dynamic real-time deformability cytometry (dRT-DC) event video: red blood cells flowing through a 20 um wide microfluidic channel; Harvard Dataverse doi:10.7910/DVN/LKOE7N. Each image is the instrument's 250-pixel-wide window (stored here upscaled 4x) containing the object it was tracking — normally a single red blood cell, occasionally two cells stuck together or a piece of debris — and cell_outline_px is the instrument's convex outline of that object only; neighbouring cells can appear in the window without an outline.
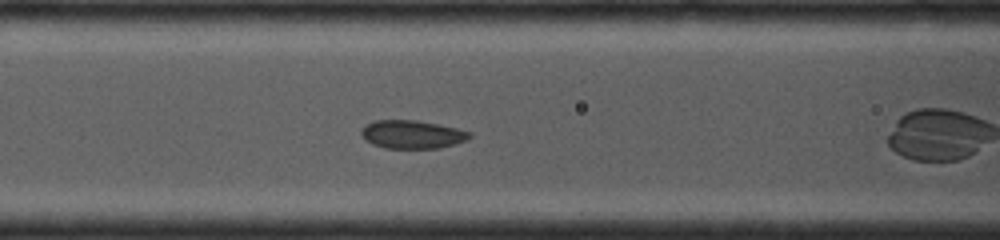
{"species": "common noctule bat (a hibernating species)", "species_latin": "Nyctalus noctula", "temperature_condition": "cold", "stored_images_in_passage": 6, "camera_frame_rate_fps": 4000, "um_per_image_px": 0.085, "animal": {"sex": "female", "body_mass_g": 19.0, "forearm_length_mm": 53.3}, "frame": {"image": 1, "passage_image": 5, "time_ms": 2.0, "image_size_px": [1000, 240], "cell_outline_px": [[472, 136], [464, 140], [452, 144], [436, 148], [384, 148], [372, 144], [360, 132], [364, 124], [372, 120], [416, 120], [456, 128], [472, 132]], "centroid_in_image_um": [34.99, 11.41], "position_along_channel_um": 131.6, "area_um2": 17.63}}